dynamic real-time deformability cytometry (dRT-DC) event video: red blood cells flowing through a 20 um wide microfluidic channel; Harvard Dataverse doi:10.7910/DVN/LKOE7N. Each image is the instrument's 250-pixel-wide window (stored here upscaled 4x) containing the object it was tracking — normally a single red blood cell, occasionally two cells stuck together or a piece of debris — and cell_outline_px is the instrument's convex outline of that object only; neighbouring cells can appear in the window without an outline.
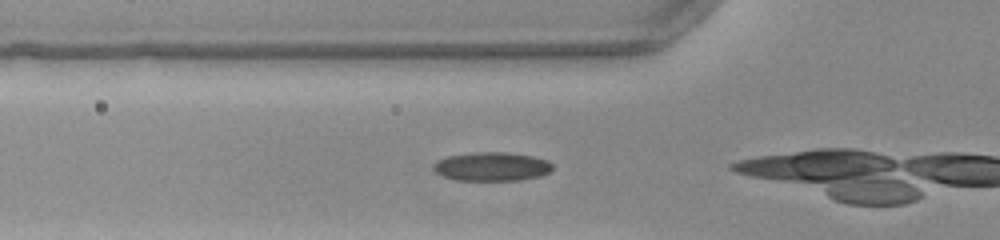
{"species": "common noctule bat (a hibernating species)", "species_latin": "Nyctalus noctula", "temperature_condition": "warm", "stored_images_in_passage": 4, "camera_frame_rate_fps": 3000, "um_per_image_px": 0.085, "animal": {"sex": "female", "body_mass_g": 22.0, "forearm_length_mm": 56.7}, "frame": {"image": 1, "passage_image": 2, "time_ms": 0.333, "image_size_px": [1000, 240], "cell_outline_px": [[552, 168], [548, 172], [540, 176], [516, 180], [460, 180], [444, 176], [436, 172], [432, 168], [432, 164], [436, 160], [448, 156], [472, 152], [508, 152], [532, 156], [548, 160], [552, 164]], "centroid_in_image_um": [41.78, 14.14], "position_along_channel_um": 84.0, "area_um2": 19.94}}